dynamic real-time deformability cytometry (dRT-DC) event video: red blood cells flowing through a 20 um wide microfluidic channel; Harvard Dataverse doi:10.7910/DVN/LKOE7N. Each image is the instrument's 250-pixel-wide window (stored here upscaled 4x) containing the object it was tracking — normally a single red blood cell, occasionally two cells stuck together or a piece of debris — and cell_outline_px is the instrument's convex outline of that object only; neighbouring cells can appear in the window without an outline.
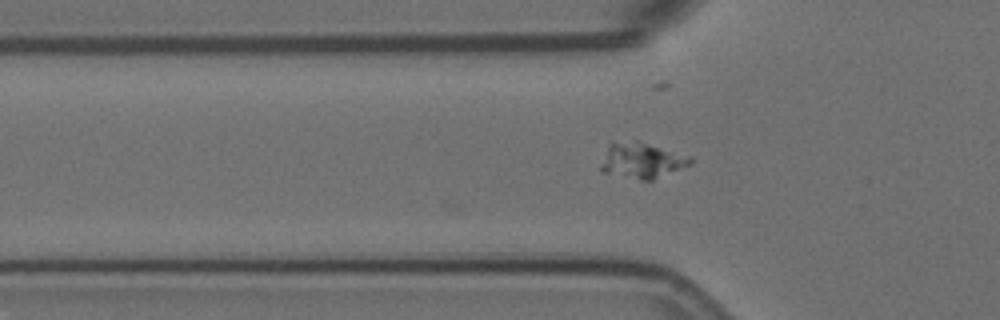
{"species": "Egyptian fruit bat (a non-hibernating species)", "species_latin": "Rousettus aegyptiacus", "temperature_condition": "room temperature", "stored_images_in_passage": 2, "camera_frame_rate_fps": 3000, "um_per_image_px": 0.085, "animal": {"sex": "female"}, "frame": {"image": 1, "passage_image": 2, "time_ms": 0.333, "image_size_px": [1000, 320], "cell_outline_px": [[692, 164], [652, 180], [640, 180], [600, 172], [600, 164], [608, 144], [612, 140], [636, 140], [692, 156]], "centroid_in_image_um": [54.51, 13.62], "position_along_channel_um": 71.3, "area_um2": 19.02}}